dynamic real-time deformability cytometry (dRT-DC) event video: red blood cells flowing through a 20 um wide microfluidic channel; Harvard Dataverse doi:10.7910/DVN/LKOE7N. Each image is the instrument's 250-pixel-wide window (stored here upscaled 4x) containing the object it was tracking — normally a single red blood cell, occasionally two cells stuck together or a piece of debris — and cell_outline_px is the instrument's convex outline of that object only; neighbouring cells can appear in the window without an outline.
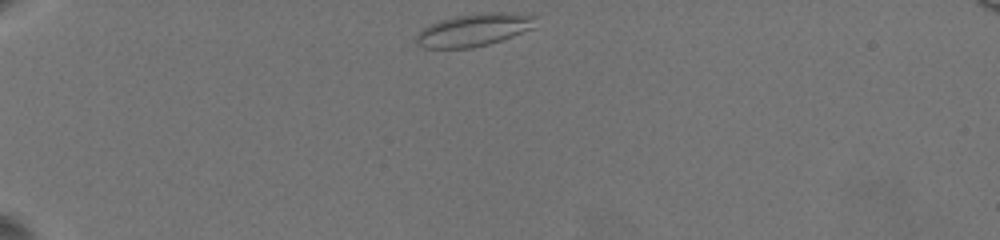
{"species": "common noctule bat (a hibernating species)", "species_latin": "Nyctalus noctula", "temperature_condition": "warm", "stored_images_in_passage": 37, "camera_frame_rate_fps": 3000, "um_per_image_px": 0.085, "animal": {"sex": "female", "body_mass_g": 19.5, "forearm_length_mm": 54.1}, "frame": {"image": 1, "passage_image": 1, "time_ms": 0.0, "image_size_px": [1000, 240], "cell_outline_px": [[536, 16], [532, 28], [512, 36], [488, 44], [472, 48], [424, 48], [416, 40], [416, 36], [428, 24], [440, 20], [456, 16], [480, 12], [512, 12]], "centroid_in_image_um": [40.28, 2.53], "position_along_channel_um": 44.7, "area_um2": 22.48}}
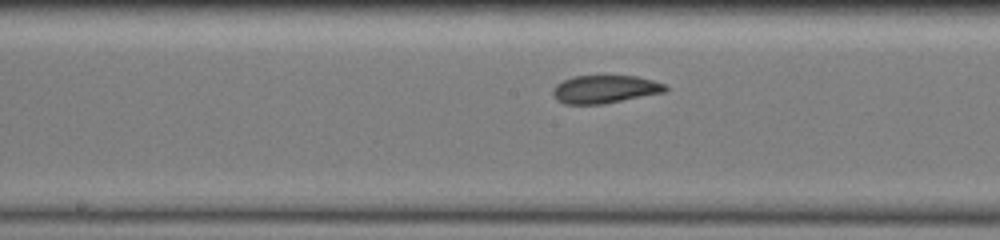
{"frame": {"image": 2, "passage_image": 19, "time_ms": 6.0, "image_size_px": [1000, 240], "cell_outline_px": [[668, 88], [664, 92], [604, 104], [564, 104], [556, 100], [552, 96], [552, 88], [556, 84], [572, 76], [636, 76], [652, 80], [664, 84]], "centroid_in_image_um": [51.36, 7.59], "position_along_channel_um": 196.8, "area_um2": 18.38}}
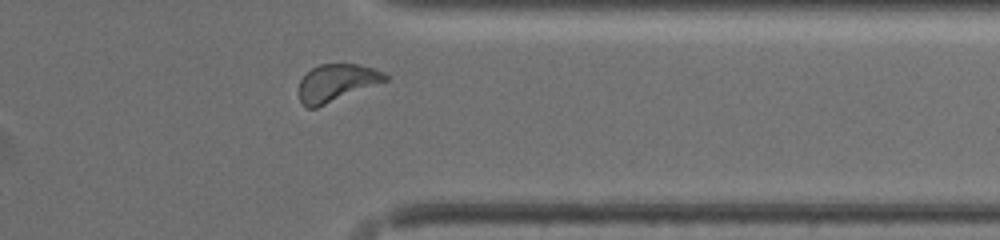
{"frame": {"image": 3, "passage_image": 32, "time_ms": 11.333, "image_size_px": [1000, 240], "cell_outline_px": [[388, 80], [316, 108], [308, 108], [300, 100], [300, 80], [312, 68], [320, 64], [360, 64], [384, 72], [388, 76]], "centroid_in_image_um": [28.63, 7.03], "position_along_channel_um": 382.8, "area_um2": 18.5}, "authors_computed_cell_mechanics": {"area_um2": 18.9006, "velocity_mm_per_s": 3.5059, "shape_relaxation_time_tau1_ms": 4.9031, "shape_relaxation_time_tau2_ms": 2.1056, "deformation_change_tau1": 0.1, "deformation_change_tau2": 0.0533}}